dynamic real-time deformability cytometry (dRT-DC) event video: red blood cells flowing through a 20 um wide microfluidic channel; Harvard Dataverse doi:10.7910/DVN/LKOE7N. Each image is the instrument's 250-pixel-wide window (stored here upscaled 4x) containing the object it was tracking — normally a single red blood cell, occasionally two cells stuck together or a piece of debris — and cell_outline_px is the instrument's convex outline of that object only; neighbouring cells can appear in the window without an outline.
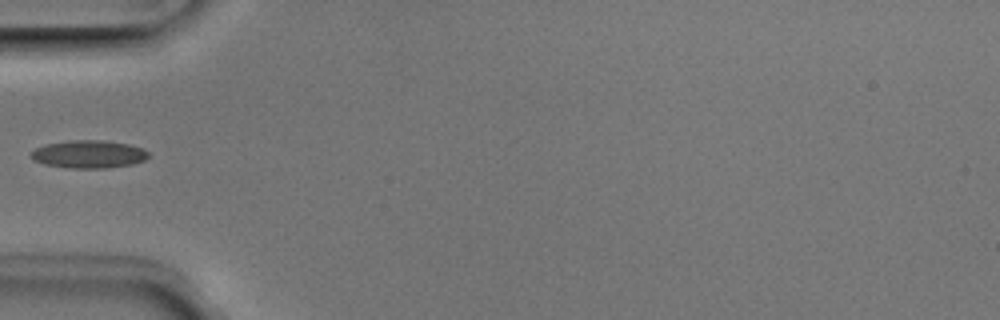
{"species": "Egyptian fruit bat (a non-hibernating species)", "species_latin": "Rousettus aegyptiacus", "temperature_condition": "room temperature", "stored_images_in_passage": 5, "camera_frame_rate_fps": 3000, "um_per_image_px": 0.085, "animal": {"sex": "male"}, "frame": {"image": 1, "passage_image": 5, "time_ms": 1.333, "image_size_px": [1000, 320], "cell_outline_px": [[148, 156], [144, 160], [132, 164], [104, 168], [72, 168], [44, 164], [32, 160], [32, 152], [36, 148], [44, 144], [68, 140], [104, 140], [128, 144], [144, 148], [148, 152]], "centroid_in_image_um": [7.54, 13.09], "position_along_channel_um": 77.5, "area_um2": 19.02}}